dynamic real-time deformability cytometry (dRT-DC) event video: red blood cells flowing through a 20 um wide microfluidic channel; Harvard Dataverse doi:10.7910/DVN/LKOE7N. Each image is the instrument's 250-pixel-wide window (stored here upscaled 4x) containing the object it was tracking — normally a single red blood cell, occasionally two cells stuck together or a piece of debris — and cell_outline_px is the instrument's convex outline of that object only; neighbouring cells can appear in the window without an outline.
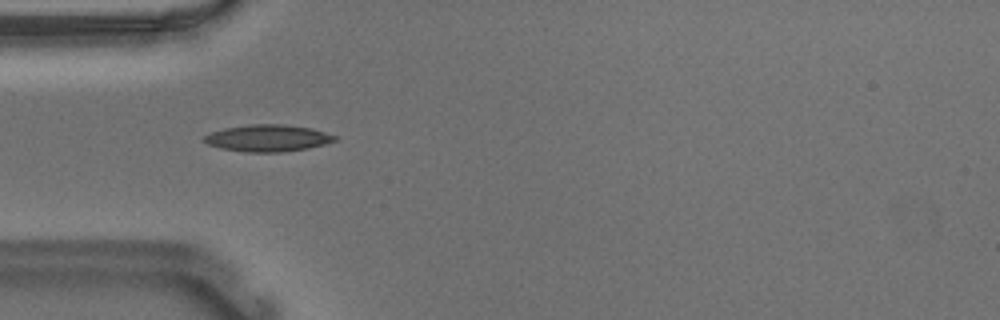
{"species": "Egyptian fruit bat (a non-hibernating species)", "species_latin": "Rousettus aegyptiacus", "temperature_condition": "warm", "stored_images_in_passage": 53, "camera_frame_rate_fps": 3000, "um_per_image_px": 0.085, "animal": {"sex": "male"}, "frame": {"image": 1, "passage_image": 15, "time_ms": 4.667, "image_size_px": [1000, 320], "cell_outline_px": [[340, 136], [336, 140], [324, 144], [308, 148], [280, 152], [244, 152], [220, 148], [208, 144], [204, 140], [204, 136], [212, 132], [224, 128], [248, 124], [280, 124], [312, 128]], "centroid_in_image_um": [22.79, 11.73], "position_along_channel_um": 62.2, "area_um2": 20.46}}
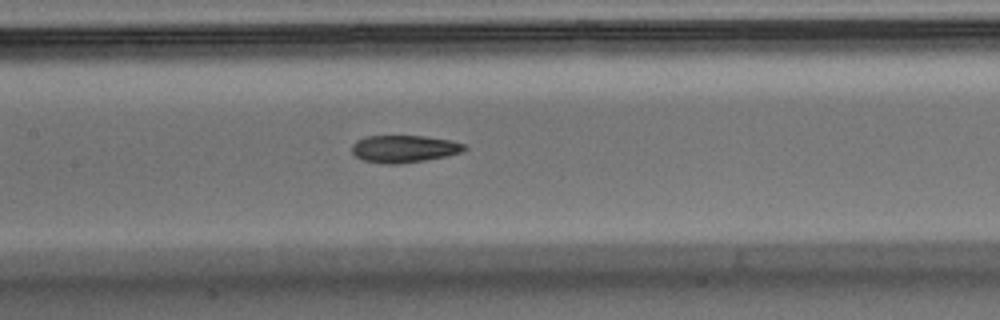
{"frame": {"image": 2, "passage_image": 24, "time_ms": 7.667, "image_size_px": [1000, 320], "cell_outline_px": [[468, 148], [460, 152], [444, 156], [424, 160], [396, 164], [380, 164], [364, 160], [356, 156], [352, 152], [352, 144], [356, 140], [368, 136], [424, 136], [452, 140], [464, 144]], "centroid_in_image_um": [34.33, 12.64], "position_along_channel_um": 173.1, "area_um2": 17.8}}
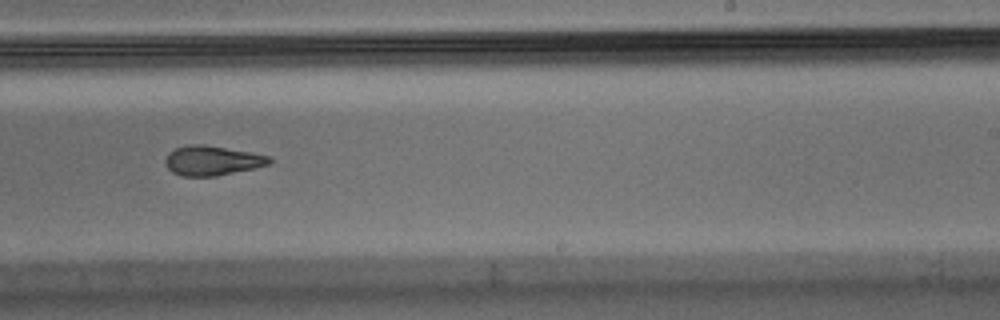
{"frame": {"image": 3, "passage_image": 32, "time_ms": 10.333, "image_size_px": [1000, 320], "cell_outline_px": [[272, 160], [268, 164], [252, 168], [216, 176], [184, 176], [172, 172], [164, 164], [164, 160], [168, 152], [176, 148], [188, 144], [204, 144], [252, 152], [272, 156]], "centroid_in_image_um": [18.01, 13.63], "position_along_channel_um": 271.0, "area_um2": 18.03}, "authors_computed_cell_mechanics": {"area_um2": 18.4382, "velocity_mm_per_s": 3.6805, "shape_relaxation_time_tau1_ms": 6.4317, "shape_relaxation_time_tau2_ms": 4.9749, "deformation_change_tau1": 0.1889, "deformation_change_tau2": 0.1226}}